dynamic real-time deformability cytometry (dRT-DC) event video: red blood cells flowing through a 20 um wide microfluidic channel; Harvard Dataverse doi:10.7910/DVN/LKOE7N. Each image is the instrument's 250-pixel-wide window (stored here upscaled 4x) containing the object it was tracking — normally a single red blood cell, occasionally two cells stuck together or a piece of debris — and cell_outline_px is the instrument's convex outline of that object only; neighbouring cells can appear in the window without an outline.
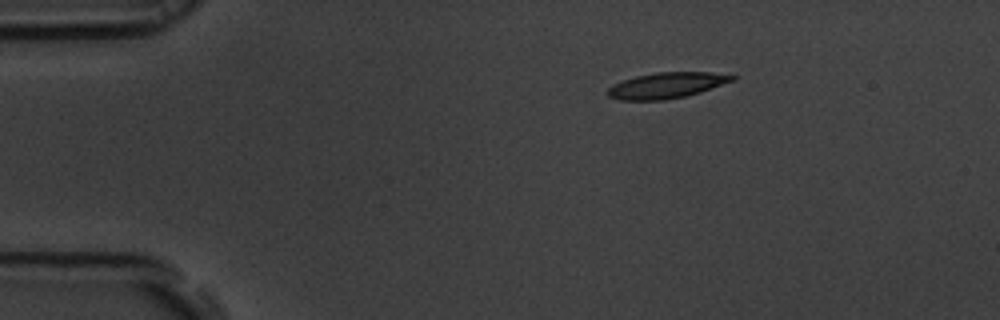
{"species": "common noctule bat (a hibernating species)", "species_latin": "Nyctalus noctula", "temperature_condition": "room temperature", "stored_images_in_passage": 47, "camera_frame_rate_fps": 3000, "um_per_image_px": 0.085, "animal": {"sex": "male", "body_mass_g": 19.5, "forearm_length_mm": 54.6}, "frame": {"image": 1, "passage_image": 1, "time_ms": 0.0, "image_size_px": [1000, 320], "cell_outline_px": [[736, 80], [700, 92], [684, 96], [664, 100], [620, 100], [608, 96], [608, 88], [612, 84], [636, 76], [656, 72], [708, 72], [736, 76]], "centroid_in_image_um": [56.66, 7.25], "position_along_channel_um": 28.3, "area_um2": 18.61}}
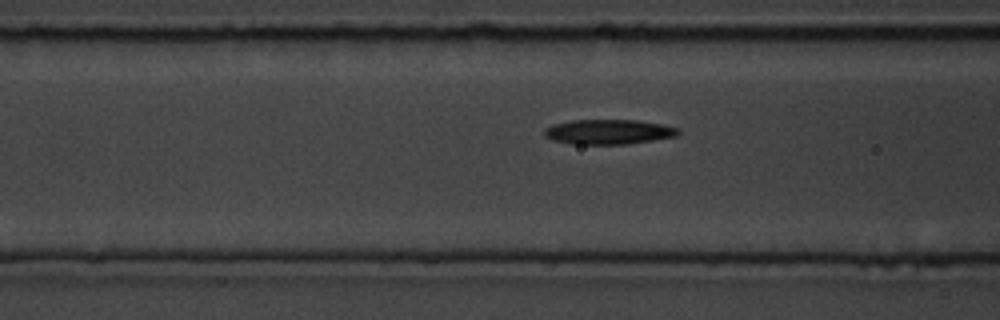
{"frame": {"image": 2, "passage_image": 13, "time_ms": 4.0, "image_size_px": [1000, 320], "cell_outline_px": [[680, 132], [676, 136], [652, 140], [624, 144], [572, 144], [552, 140], [544, 136], [544, 128], [552, 124], [572, 120], [636, 120], [664, 124], [680, 128]], "centroid_in_image_um": [51.71, 11.2], "position_along_channel_um": 114.9, "area_um2": 19.48}}
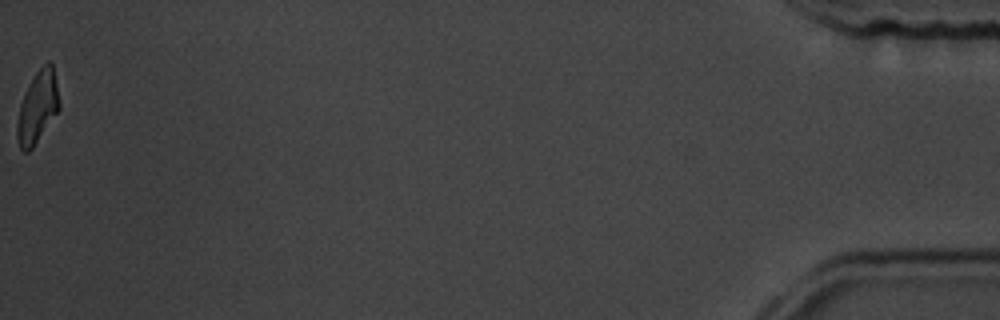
{"frame": {"image": 3, "passage_image": 47, "time_ms": 15.333, "image_size_px": [1000, 320], "cell_outline_px": [[60, 108], [32, 148], [28, 152], [24, 152], [20, 148], [16, 136], [16, 124], [20, 104], [36, 72], [48, 60], [52, 60], [60, 104]], "centroid_in_image_um": [3.19, 9.11], "position_along_channel_um": 432.0, "area_um2": 17.4}, "authors_computed_cell_mechanics": {"area_um2": 18.9584, "velocity_mm_per_s": 3.6947, "shape_relaxation_time_tau1_ms": 6.6785, "shape_relaxation_time_tau2_ms": 5.075, "deformation_change_tau1": 0.1911, "deformation_change_tau2": 0.1558}}